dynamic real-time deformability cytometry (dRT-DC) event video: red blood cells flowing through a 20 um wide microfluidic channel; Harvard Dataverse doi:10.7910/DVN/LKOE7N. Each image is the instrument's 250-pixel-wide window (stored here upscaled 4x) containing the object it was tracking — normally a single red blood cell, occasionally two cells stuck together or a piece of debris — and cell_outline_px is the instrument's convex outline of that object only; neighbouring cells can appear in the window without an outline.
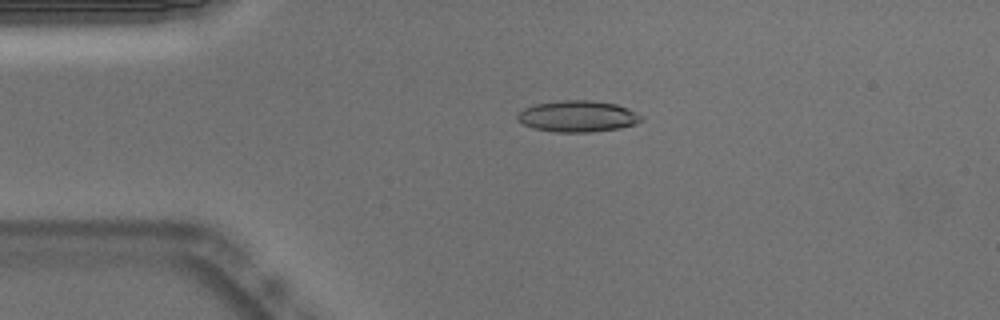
{"species": "Egyptian fruit bat (a non-hibernating species)", "species_latin": "Rousettus aegyptiacus", "temperature_condition": "warm", "stored_images_in_passage": 52, "camera_frame_rate_fps": 3000, "um_per_image_px": 0.085, "animal": {"sex": "male"}, "frame": {"image": 1, "passage_image": 11, "time_ms": 3.333, "image_size_px": [1000, 320], "cell_outline_px": [[644, 120], [636, 124], [620, 128], [592, 132], [556, 132], [532, 128], [516, 120], [516, 116], [524, 108], [536, 104], [560, 100], [592, 100], [616, 104], [628, 108], [644, 116]], "centroid_in_image_um": [49.14, 9.89], "position_along_channel_um": 35.9, "area_um2": 22.83}}
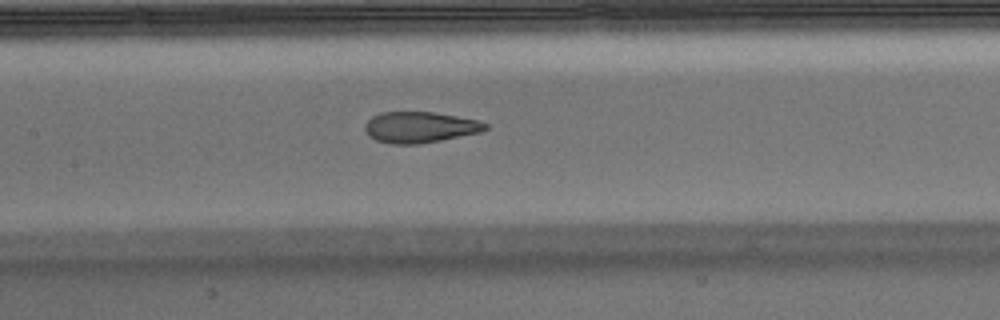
{"frame": {"image": 2, "passage_image": 24, "time_ms": 7.667, "image_size_px": [1000, 320], "cell_outline_px": [[488, 128], [480, 132], [420, 144], [392, 144], [376, 140], [368, 136], [364, 128], [364, 124], [372, 116], [380, 112], [432, 112], [480, 120], [488, 124]], "centroid_in_image_um": [35.67, 10.81], "position_along_channel_um": 171.7, "area_um2": 21.79}}
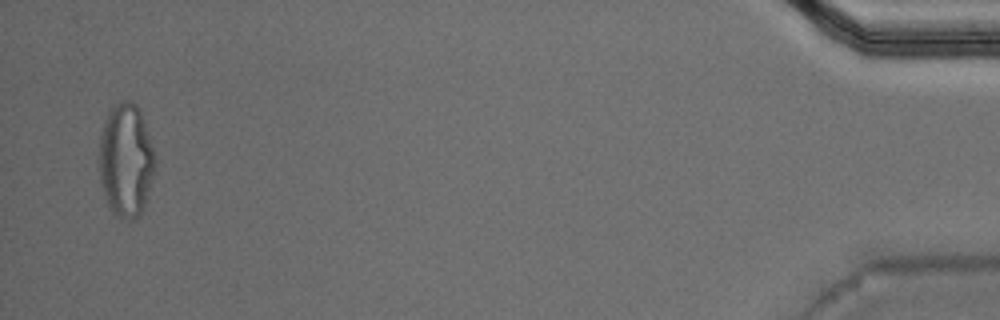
{"frame": {"image": 3, "passage_image": 51, "time_ms": 16.667, "image_size_px": [1000, 320], "cell_outline_px": [[156, 164], [144, 204], [140, 212], [136, 216], [128, 220], [116, 216], [112, 212], [108, 204], [100, 180], [100, 136], [104, 120], [112, 104], [120, 100], [132, 100], [140, 108], [152, 148]], "centroid_in_image_um": [10.69, 13.55], "position_along_channel_um": 424.5, "area_um2": 36.59}, "authors_computed_cell_mechanics": {"area_um2": 22.7732, "velocity_mm_per_s": 3.8032, "shape_relaxation_time_tau1_ms": null, "shape_relaxation_time_tau2_ms": 1.3775, "deformation_change_tau1": null, "deformation_change_tau2": 0.0855}}